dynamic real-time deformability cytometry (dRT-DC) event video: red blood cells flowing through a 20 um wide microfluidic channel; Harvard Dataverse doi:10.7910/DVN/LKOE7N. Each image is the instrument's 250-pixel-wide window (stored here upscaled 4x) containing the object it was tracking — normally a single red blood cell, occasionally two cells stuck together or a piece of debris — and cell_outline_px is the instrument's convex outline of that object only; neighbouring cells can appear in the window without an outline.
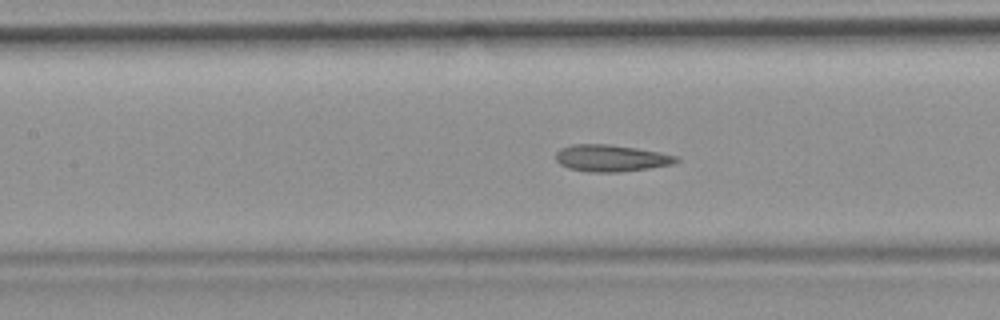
{"species": "common noctule bat (a hibernating species)", "species_latin": "Nyctalus noctula", "temperature_condition": "room temperature", "stored_images_in_passage": 54, "camera_frame_rate_fps": 3000, "um_per_image_px": 0.085, "animal": {"sex": "female", "body_mass_g": 19.9}, "frame": {"image": 1, "passage_image": 24, "time_ms": 7.667, "image_size_px": [1000, 320], "cell_outline_px": [[680, 160], [672, 164], [648, 168], [620, 172], [588, 172], [568, 168], [560, 164], [556, 160], [556, 152], [560, 148], [572, 144], [608, 144], [636, 148], [660, 152], [680, 156]], "centroid_in_image_um": [51.94, 13.44], "position_along_channel_um": 155.5, "area_um2": 18.9}, "authors_computed_cell_mechanics": {"area_um2": 19.2474, "velocity_mm_per_s": 3.7372, "shape_relaxation_time_tau1_ms": null, "shape_relaxation_time_tau2_ms": 2.3939, "deformation_change_tau1": null, "deformation_change_tau2": 0.0858}}